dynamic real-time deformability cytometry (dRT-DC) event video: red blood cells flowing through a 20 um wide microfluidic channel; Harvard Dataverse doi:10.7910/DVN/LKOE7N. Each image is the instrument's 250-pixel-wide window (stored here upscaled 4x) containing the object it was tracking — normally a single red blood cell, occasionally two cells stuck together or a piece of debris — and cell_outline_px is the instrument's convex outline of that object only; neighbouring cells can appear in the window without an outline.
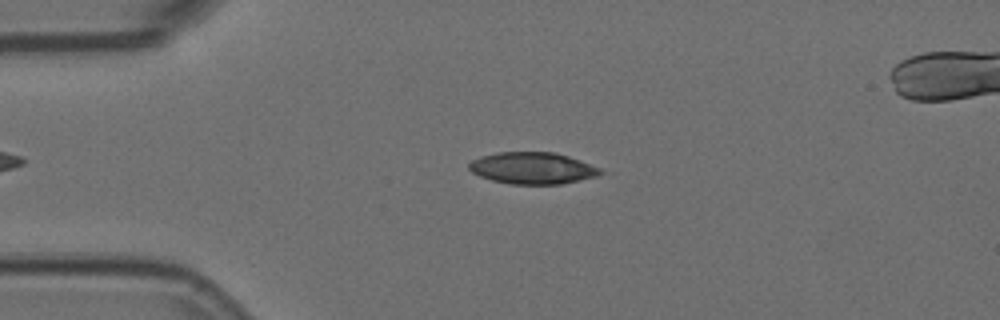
{"species": "Egyptian fruit bat (a non-hibernating species)", "species_latin": "Rousettus aegyptiacus", "temperature_condition": "room temperature", "stored_images_in_passage": 49, "camera_frame_rate_fps": 3000, "um_per_image_px": 0.085, "animal": {"sex": "female"}, "frame": {"image": 1, "passage_image": 12, "time_ms": 3.667, "image_size_px": [1000, 320], "cell_outline_px": [[604, 172], [596, 176], [560, 184], [508, 184], [492, 180], [480, 176], [472, 172], [468, 168], [468, 164], [472, 160], [480, 156], [496, 152], [552, 152], [568, 156], [580, 160], [600, 168]], "centroid_in_image_um": [45.23, 14.29], "position_along_channel_um": 39.8, "area_um2": 24.22}}
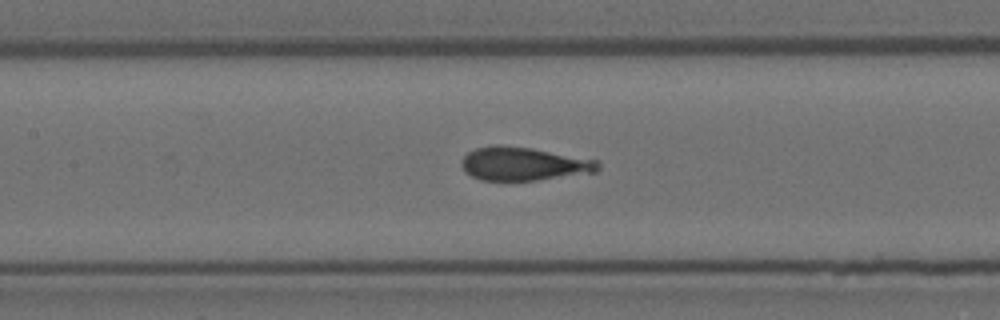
{"frame": {"image": 2, "passage_image": 24, "time_ms": 7.667, "image_size_px": [1000, 320], "cell_outline_px": [[600, 168], [596, 172], [536, 180], [480, 180], [464, 172], [460, 164], [460, 160], [468, 152], [476, 148], [492, 144], [500, 144], [532, 148], [596, 160], [600, 164]], "centroid_in_image_um": [44.45, 13.91], "position_along_channel_um": 162.9, "area_um2": 26.7}}
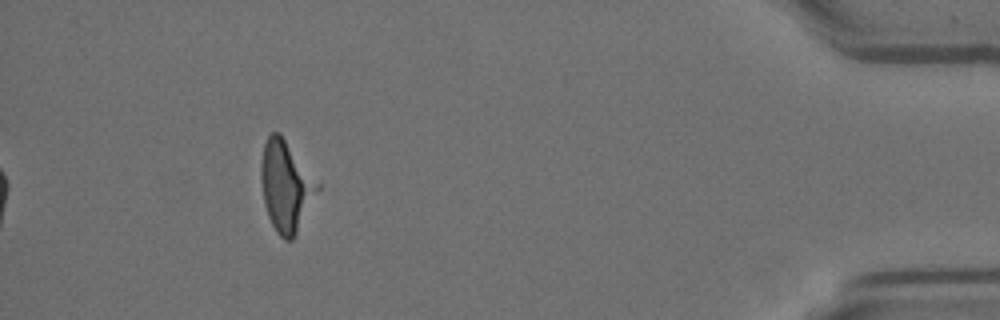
{"frame": {"image": 3, "passage_image": 49, "time_ms": 16.0, "image_size_px": [1000, 320], "cell_outline_px": [[320, 188], [292, 240], [284, 240], [276, 232], [268, 216], [264, 204], [260, 176], [260, 164], [264, 144], [268, 136], [272, 132], [280, 132], [320, 180]], "centroid_in_image_um": [24.32, 15.76], "position_along_channel_um": 410.9, "area_um2": 30.23}}